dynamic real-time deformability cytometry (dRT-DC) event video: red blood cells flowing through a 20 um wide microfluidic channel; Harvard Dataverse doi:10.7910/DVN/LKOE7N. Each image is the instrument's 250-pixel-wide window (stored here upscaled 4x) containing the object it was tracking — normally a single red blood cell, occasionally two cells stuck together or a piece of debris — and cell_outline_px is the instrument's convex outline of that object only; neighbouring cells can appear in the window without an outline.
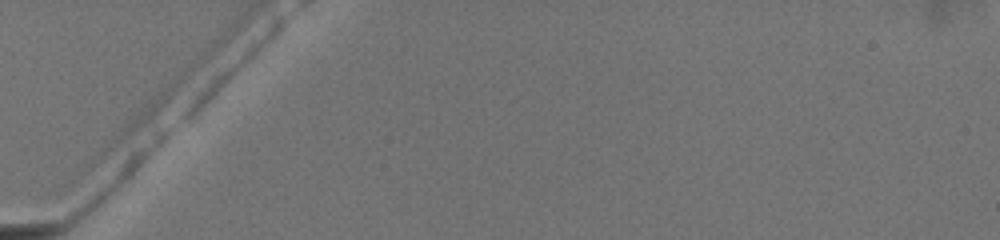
{"species": "common noctule bat (a hibernating species)", "species_latin": "Nyctalus noctula", "temperature_condition": "warm", "stored_images_in_passage": 4, "camera_frame_rate_fps": 3000, "um_per_image_px": 0.085, "animal": {"sex": "female", "body_mass_g": 19.5, "forearm_length_mm": 54.1}, "frame": {"image": 1, "passage_image": 1, "time_ms": 0.0, "image_size_px": [1000, 240], "cell_outline_px": [[284, 20], [280, 28], [196, 116], [184, 116], [184, 112], [200, 92], [212, 80], [276, 20]], "centroid_in_image_um": [19.6, 6.05], "position_along_channel_um": 65.4, "area_um2": 10.92}}